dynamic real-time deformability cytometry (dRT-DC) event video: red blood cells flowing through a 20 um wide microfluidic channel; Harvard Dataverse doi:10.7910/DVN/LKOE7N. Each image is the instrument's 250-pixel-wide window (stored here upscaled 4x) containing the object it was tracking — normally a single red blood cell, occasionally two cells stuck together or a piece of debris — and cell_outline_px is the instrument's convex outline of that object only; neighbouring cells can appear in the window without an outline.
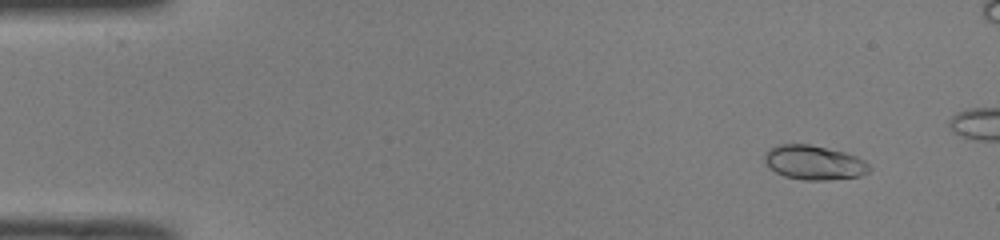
{"species": "common noctule bat (a hibernating species)", "species_latin": "Nyctalus noctula", "temperature_condition": "room temperature", "stored_images_in_passage": 47, "camera_frame_rate_fps": 3000, "um_per_image_px": 0.085, "animal": {"sex": "male", "body_mass_g": 19.0, "forearm_length_mm": 50.8}, "frame": {"image": 1, "passage_image": 5, "time_ms": 1.333, "image_size_px": [1000, 240], "cell_outline_px": [[872, 168], [868, 172], [860, 176], [828, 180], [804, 180], [784, 176], [776, 172], [764, 160], [764, 156], [768, 148], [776, 144], [808, 144], [844, 152], [856, 156], [864, 160]], "centroid_in_image_um": [69.2, 13.81], "position_along_channel_um": 15.8, "area_um2": 20.92}}
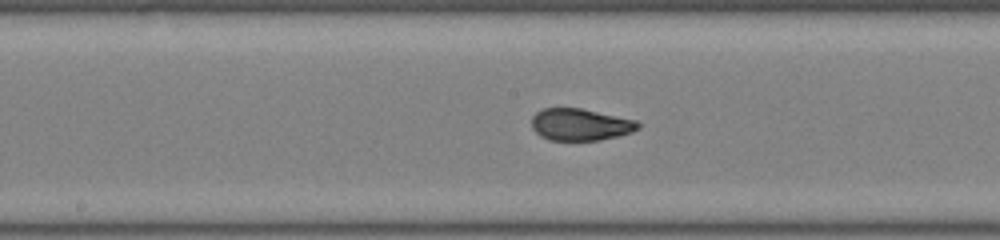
{"frame": {"image": 2, "passage_image": 27, "time_ms": 8.667, "image_size_px": [1000, 240], "cell_outline_px": [[640, 128], [632, 132], [600, 140], [548, 140], [540, 136], [532, 128], [532, 116], [536, 112], [544, 108], [580, 108], [636, 120], [640, 124]], "centroid_in_image_um": [49.31, 10.59], "position_along_channel_um": 198.9, "area_um2": 19.77}}
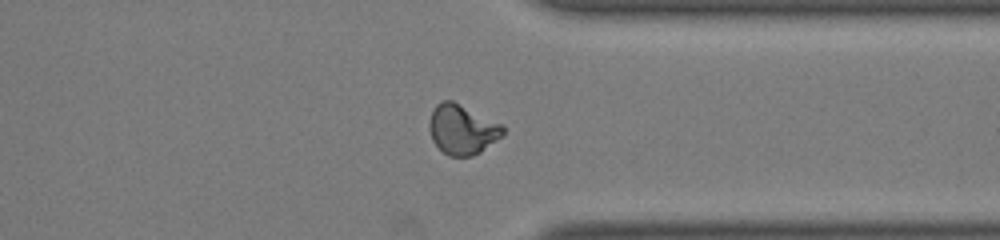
{"frame": {"image": 3, "passage_image": 40, "time_ms": 13.0, "image_size_px": [1000, 240], "cell_outline_px": [[504, 136], [480, 152], [472, 156], [448, 156], [432, 140], [428, 124], [432, 112], [436, 104], [440, 100], [452, 100], [504, 124]], "centroid_in_image_um": [39.32, 10.99], "position_along_channel_um": 372.1, "area_um2": 21.62}}